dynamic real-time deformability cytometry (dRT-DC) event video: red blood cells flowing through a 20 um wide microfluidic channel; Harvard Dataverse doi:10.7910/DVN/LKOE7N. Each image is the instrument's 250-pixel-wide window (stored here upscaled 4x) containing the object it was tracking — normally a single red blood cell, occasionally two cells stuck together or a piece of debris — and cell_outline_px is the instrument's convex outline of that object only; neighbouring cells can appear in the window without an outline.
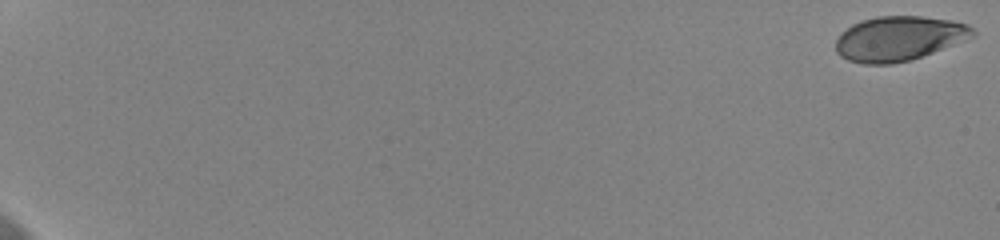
{"species": "human", "species_latin": "Homo sapiens", "temperature_condition": "cold", "stored_images_in_passage": 18, "camera_frame_rate_fps": 3000, "um_per_image_px": 0.085, "donor": {"sex": "female"}, "frame": {"image": 1, "passage_image": 1, "time_ms": 0.0, "image_size_px": [1000, 240], "cell_outline_px": [[976, 36], [912, 60], [892, 64], [864, 64], [848, 60], [840, 56], [836, 52], [836, 40], [840, 32], [852, 24], [860, 20], [876, 16], [920, 16], [952, 20], [968, 24], [976, 32]], "centroid_in_image_um": [76.4, 3.27], "position_along_channel_um": 8.6, "area_um2": 35.95}}
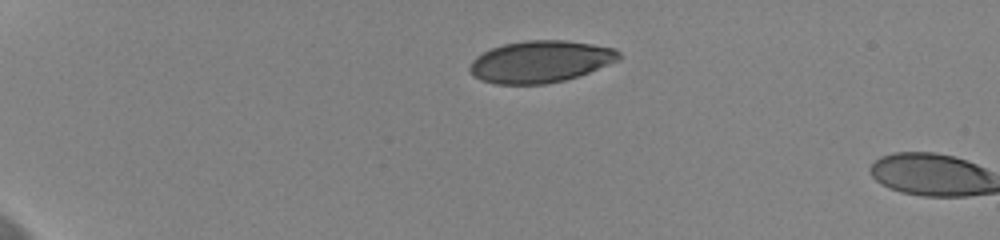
{"frame": {"image": 2, "passage_image": 16, "time_ms": 5.0, "image_size_px": [1000, 240], "cell_outline_px": [[620, 60], [580, 76], [564, 80], [544, 84], [496, 84], [480, 80], [472, 76], [468, 72], [468, 68], [472, 60], [476, 56], [492, 48], [504, 44], [524, 40], [564, 40], [592, 44], [616, 48], [620, 52]], "centroid_in_image_um": [45.93, 5.24], "position_along_channel_um": 39.1, "area_um2": 36.7}}